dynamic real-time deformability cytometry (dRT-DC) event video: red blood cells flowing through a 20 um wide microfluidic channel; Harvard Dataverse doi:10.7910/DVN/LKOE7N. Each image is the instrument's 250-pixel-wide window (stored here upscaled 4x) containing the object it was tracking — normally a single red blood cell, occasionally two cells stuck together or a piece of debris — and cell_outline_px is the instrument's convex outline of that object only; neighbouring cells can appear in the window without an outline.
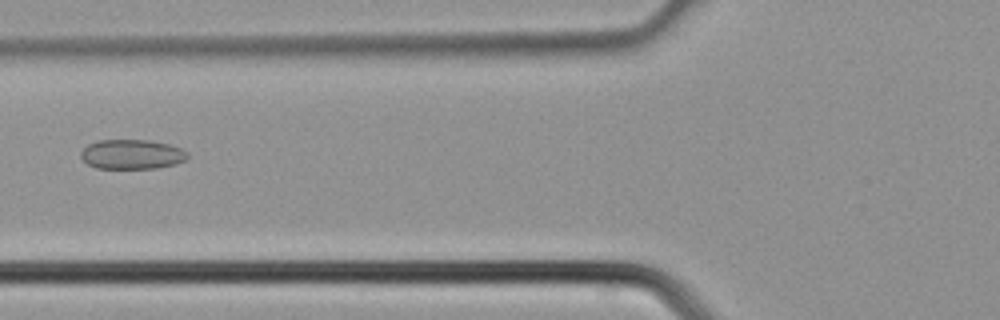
{"species": "common noctule bat (a hibernating species)", "species_latin": "Nyctalus noctula", "temperature_condition": "cold", "stored_images_in_passage": 2, "camera_frame_rate_fps": 3000, "um_per_image_px": 0.085, "animal": {"sex": "male", "body_mass_g": 21.5, "forearm_length_mm": 52.0}, "frame": {"image": 1, "passage_image": 2, "time_ms": 0.333, "image_size_px": [1000, 320], "cell_outline_px": [[188, 156], [184, 160], [176, 164], [156, 168], [96, 168], [88, 164], [80, 156], [80, 152], [88, 144], [100, 140], [148, 140], [168, 144], [180, 148], [188, 152]], "centroid_in_image_um": [11.2, 13.11], "position_along_channel_um": 114.6, "area_um2": 18.32}}